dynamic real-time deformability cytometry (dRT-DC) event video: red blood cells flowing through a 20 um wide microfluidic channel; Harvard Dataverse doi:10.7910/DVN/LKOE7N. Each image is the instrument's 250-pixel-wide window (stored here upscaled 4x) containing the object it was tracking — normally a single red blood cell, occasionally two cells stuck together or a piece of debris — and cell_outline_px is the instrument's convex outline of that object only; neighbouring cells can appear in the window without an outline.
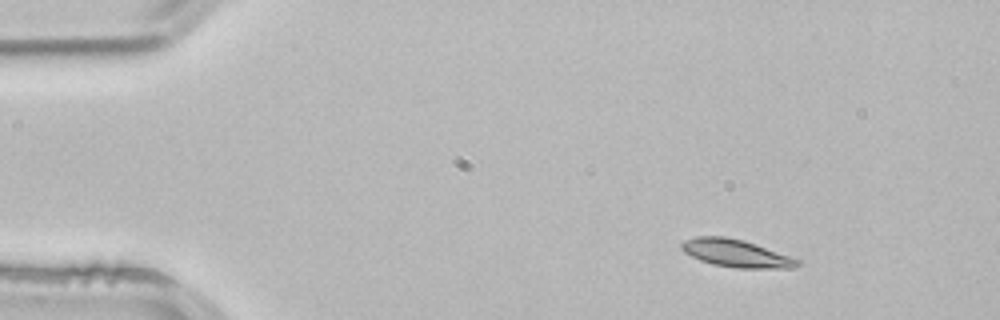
{"species": "common noctule bat (a hibernating species)", "species_latin": "Nyctalus noctula", "temperature_condition": "room temperature", "stored_images_in_passage": 4, "camera_frame_rate_fps": 3000, "um_per_image_px": 0.085, "animal": {"sex": "male", "body_mass_g": 21.5, "forearm_length_mm": 52.0}, "frame": {"image": 1, "passage_image": 2, "time_ms": 0.333, "image_size_px": [1000, 320], "cell_outline_px": [[800, 264], [792, 268], [736, 268], [712, 264], [700, 260], [684, 252], [680, 248], [680, 244], [684, 240], [696, 236], [724, 236], [744, 240], [800, 260]], "centroid_in_image_um": [62.52, 21.52], "position_along_channel_um": 22.5, "area_um2": 18.55}}
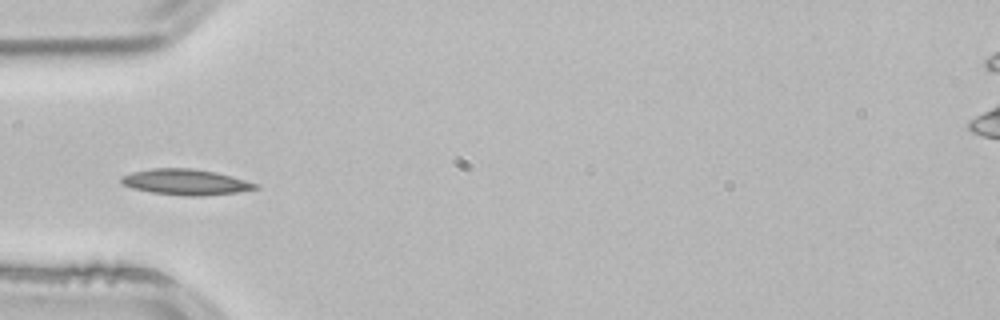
{"frame": {"image": 2, "passage_image": 4, "time_ms": 1.0, "image_size_px": [1000, 320], "cell_outline_px": [[260, 188], [236, 192], [200, 196], [184, 196], [152, 192], [132, 188], [120, 184], [120, 176], [132, 172], [152, 168], [192, 168], [216, 172], [244, 180], [256, 184]], "centroid_in_image_um": [15.71, 15.47], "position_along_channel_um": 69.3, "area_um2": 20.06}}